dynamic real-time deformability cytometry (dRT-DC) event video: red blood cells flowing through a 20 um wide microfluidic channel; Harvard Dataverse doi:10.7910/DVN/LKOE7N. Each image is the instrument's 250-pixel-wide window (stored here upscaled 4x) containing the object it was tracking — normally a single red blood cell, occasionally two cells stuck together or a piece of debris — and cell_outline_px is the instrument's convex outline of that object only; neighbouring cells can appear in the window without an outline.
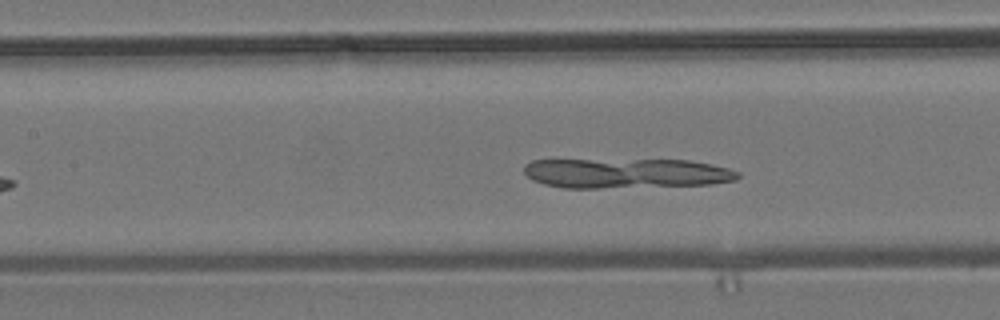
{"species": "common noctule bat (a hibernating species)", "species_latin": "Nyctalus noctula", "temperature_condition": "room temperature", "stored_images_in_passage": 44, "camera_frame_rate_fps": 3000, "um_per_image_px": 0.085, "animal": {"sex": "male", "body_mass_g": 19.2, "forearm_length_mm": 51.8}, "frame": {"image": 1, "passage_image": 17, "time_ms": 5.333, "image_size_px": [1000, 320], "cell_outline_px": [[740, 176], [736, 180], [712, 184], [600, 188], [564, 188], [544, 184], [532, 180], [524, 172], [524, 168], [532, 160], [688, 160], [712, 164], [728, 168], [740, 172]], "centroid_in_image_um": [53.26, 14.73], "position_along_channel_um": 154.1, "area_um2": 37.11}}
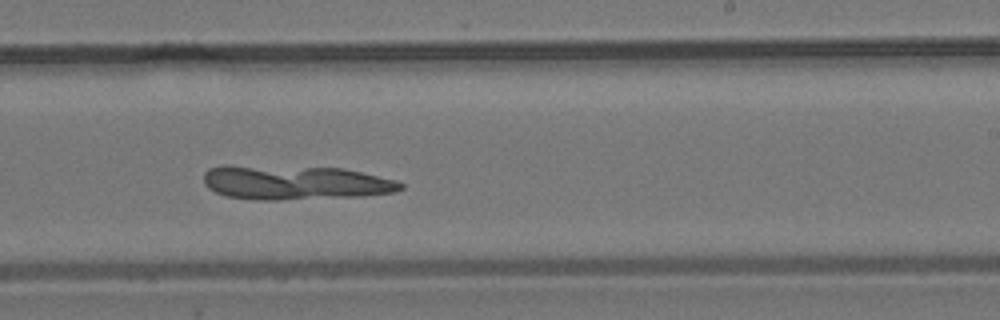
{"frame": {"image": 2, "passage_image": 26, "time_ms": 8.333, "image_size_px": [1000, 320], "cell_outline_px": [[404, 188], [392, 192], [364, 196], [280, 200], [260, 200], [228, 196], [216, 192], [208, 188], [204, 184], [204, 172], [208, 168], [344, 168], [396, 180], [404, 184]], "centroid_in_image_um": [25.2, 15.57], "position_along_channel_um": 263.8, "area_um2": 37.86}}
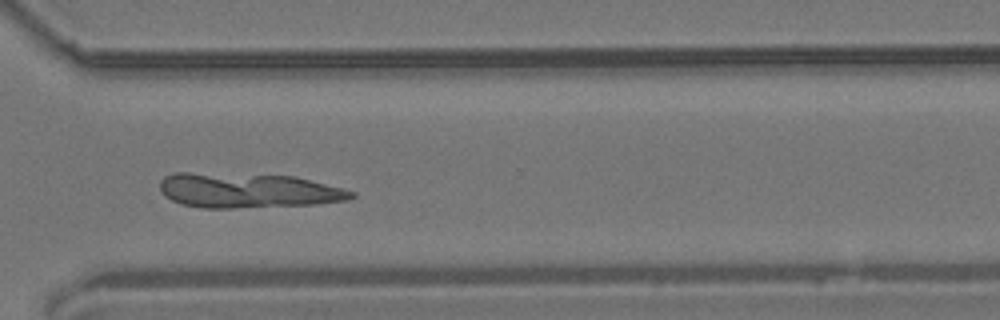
{"frame": {"image": 3, "passage_image": 33, "time_ms": 10.667, "image_size_px": [1000, 320], "cell_outline_px": [[356, 196], [348, 200], [316, 204], [232, 208], [204, 208], [180, 204], [164, 196], [160, 188], [160, 180], [164, 176], [172, 172], [188, 172], [292, 176], [344, 188], [356, 192]], "centroid_in_image_um": [21.04, 16.19], "position_along_channel_um": 349.6, "area_um2": 38.96}}